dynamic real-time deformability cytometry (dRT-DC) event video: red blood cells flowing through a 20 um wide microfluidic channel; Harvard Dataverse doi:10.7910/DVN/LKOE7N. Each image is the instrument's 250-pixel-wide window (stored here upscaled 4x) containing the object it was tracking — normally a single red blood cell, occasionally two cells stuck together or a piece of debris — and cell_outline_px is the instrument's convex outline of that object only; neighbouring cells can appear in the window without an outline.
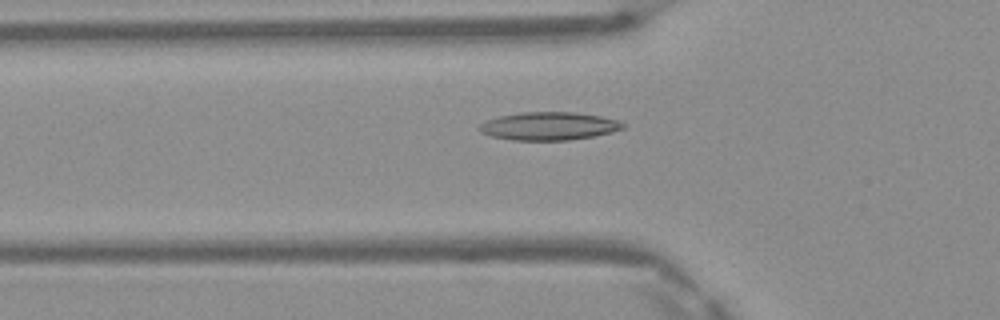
{"species": "Egyptian fruit bat (a non-hibernating species)", "species_latin": "Rousettus aegyptiacus", "temperature_condition": "warm", "stored_images_in_passage": 41, "camera_frame_rate_fps": 3000, "um_per_image_px": 0.085, "frame": {"image": 1, "passage_image": 9, "time_ms": 2.667, "image_size_px": [1000, 320], "cell_outline_px": [[628, 124], [624, 128], [612, 132], [592, 136], [568, 140], [512, 140], [492, 136], [480, 132], [476, 128], [480, 124], [488, 120], [500, 116], [524, 112], [572, 112], [600, 116], [620, 120]], "centroid_in_image_um": [46.68, 10.72], "position_along_channel_um": 79.1, "area_um2": 23.47}}
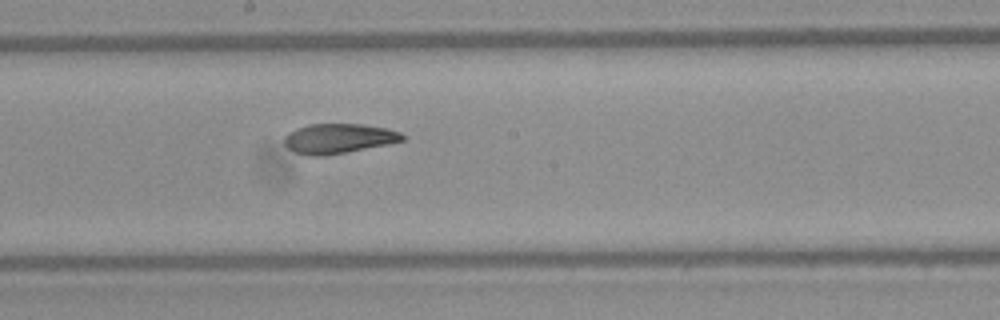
{"frame": {"image": 2, "passage_image": 19, "time_ms": 6.0, "image_size_px": [1000, 320], "cell_outline_px": [[408, 136], [404, 140], [388, 144], [324, 156], [308, 156], [296, 152], [288, 148], [284, 144], [284, 136], [288, 132], [296, 128], [308, 124], [360, 124], [388, 128], [400, 132]], "centroid_in_image_um": [28.78, 11.77], "position_along_channel_um": 219.4, "area_um2": 20.63}}
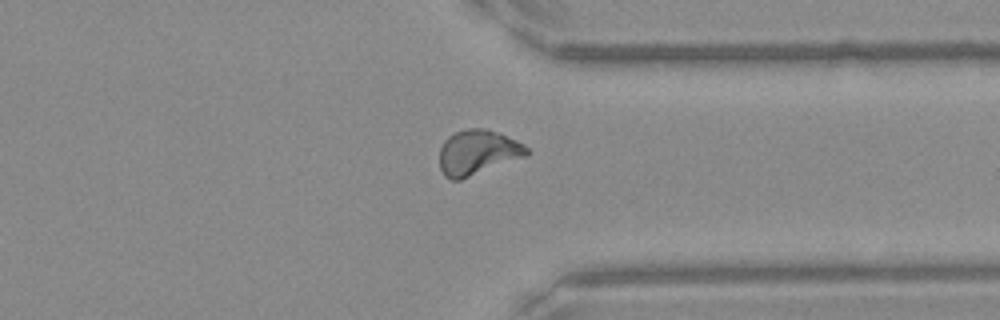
{"frame": {"image": 3, "passage_image": 30, "time_ms": 9.667, "image_size_px": [1000, 320], "cell_outline_px": [[532, 152], [528, 156], [460, 180], [452, 180], [444, 176], [440, 168], [440, 148], [444, 140], [448, 136], [456, 132], [468, 128], [484, 128], [496, 132], [516, 140], [524, 144]], "centroid_in_image_um": [40.62, 12.96], "position_along_channel_um": 370.8, "area_um2": 23.0}, "authors_computed_cell_mechanics": {"area_um2": 21.4438, "velocity_mm_per_s": 4.1689, "shape_relaxation_time_tau1_ms": null, "shape_relaxation_time_tau2_ms": 2.0835, "deformation_change_tau1": null, "deformation_change_tau2": 0.0782}}